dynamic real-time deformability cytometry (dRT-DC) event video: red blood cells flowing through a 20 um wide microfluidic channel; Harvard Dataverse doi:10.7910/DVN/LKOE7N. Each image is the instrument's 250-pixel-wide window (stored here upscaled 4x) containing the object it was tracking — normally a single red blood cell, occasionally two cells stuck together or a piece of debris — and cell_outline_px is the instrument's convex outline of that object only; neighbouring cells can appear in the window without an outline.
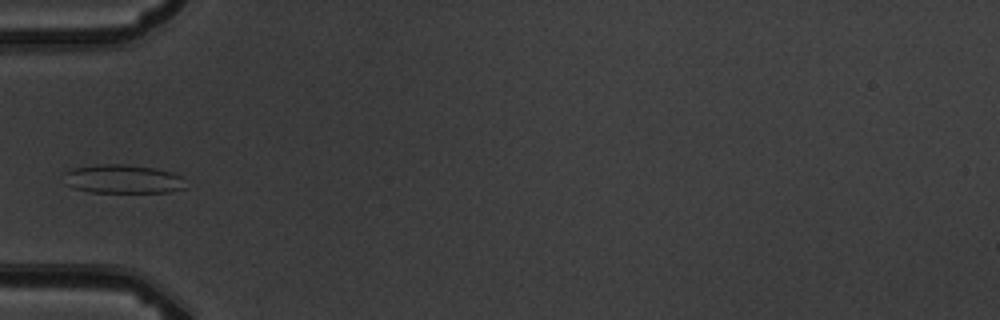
{"species": "common noctule bat (a hibernating species)", "species_latin": "Nyctalus noctula", "temperature_condition": "warm", "stored_images_in_passage": 7, "camera_frame_rate_fps": 3000, "um_per_image_px": 0.085, "animal": {"sex": "male", "body_mass_g": 19.5, "forearm_length_mm": 54.6}, "frame": {"image": 1, "passage_image": 4, "time_ms": 3.333, "image_size_px": [1000, 320], "cell_outline_px": [[184, 188], [168, 192], [88, 192], [72, 188], [64, 184], [64, 172], [72, 168], [96, 164], [124, 164], [156, 168], [172, 172], [180, 176]], "centroid_in_image_um": [10.35, 15.21], "position_along_channel_um": 74.7, "area_um2": 20.52}}
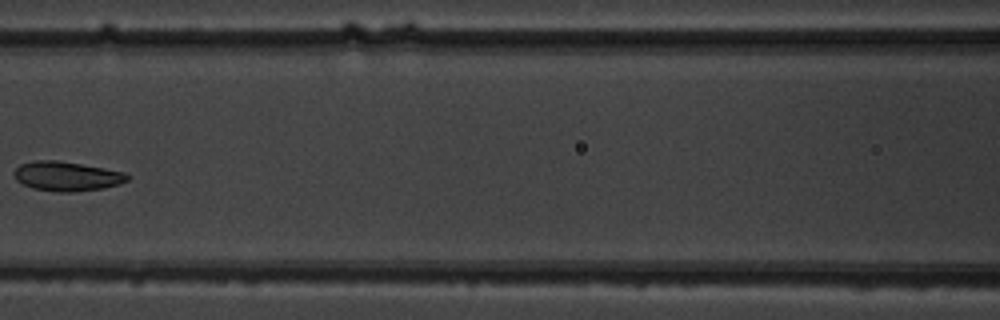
{"frame": {"image": 2, "passage_image": 6, "time_ms": 5.667, "image_size_px": [1000, 320], "cell_outline_px": [[128, 180], [120, 184], [104, 188], [72, 192], [60, 192], [32, 188], [16, 180], [12, 172], [20, 164], [36, 160], [56, 160], [104, 168], [124, 172], [128, 176]], "centroid_in_image_um": [5.66, 14.98], "position_along_channel_um": 160.9, "area_um2": 19.36}}
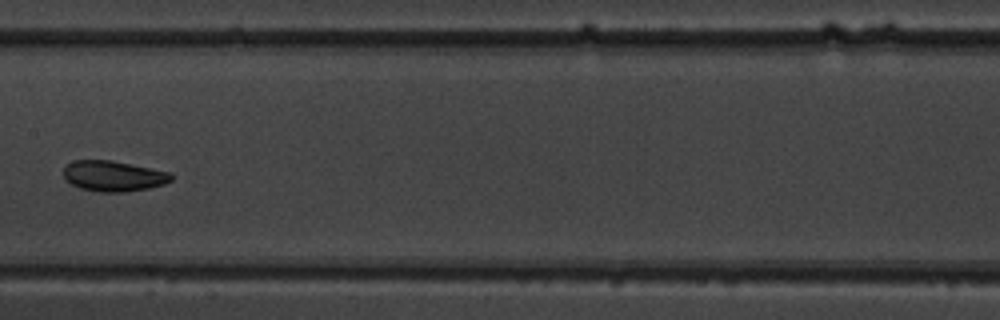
{"frame": {"image": 3, "passage_image": 7, "time_ms": 6.667, "image_size_px": [1000, 320], "cell_outline_px": [[172, 180], [164, 184], [148, 188], [124, 192], [100, 192], [80, 188], [64, 180], [64, 164], [72, 160], [112, 160], [172, 172]], "centroid_in_image_um": [9.62, 14.95], "position_along_channel_um": 197.8, "area_um2": 19.42}}